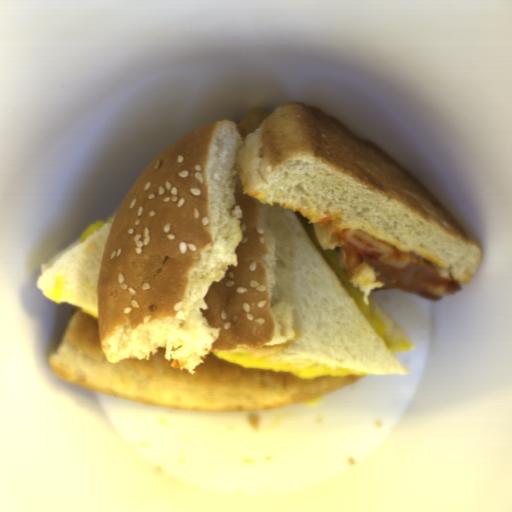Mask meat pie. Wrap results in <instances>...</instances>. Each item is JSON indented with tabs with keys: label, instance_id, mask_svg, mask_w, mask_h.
<instances>
[{
	"label": "meat pie",
	"instance_id": "obj_1",
	"mask_svg": "<svg viewBox=\"0 0 512 512\" xmlns=\"http://www.w3.org/2000/svg\"><path fill=\"white\" fill-rule=\"evenodd\" d=\"M337 250L344 270L351 277L360 265L366 263L376 273V281L383 283L377 291H404L427 300H437L464 286L463 279H453L442 273L434 261L417 256L406 267H399L382 258L376 247H362L354 241L339 237Z\"/></svg>",
	"mask_w": 512,
	"mask_h": 512
}]
</instances>
